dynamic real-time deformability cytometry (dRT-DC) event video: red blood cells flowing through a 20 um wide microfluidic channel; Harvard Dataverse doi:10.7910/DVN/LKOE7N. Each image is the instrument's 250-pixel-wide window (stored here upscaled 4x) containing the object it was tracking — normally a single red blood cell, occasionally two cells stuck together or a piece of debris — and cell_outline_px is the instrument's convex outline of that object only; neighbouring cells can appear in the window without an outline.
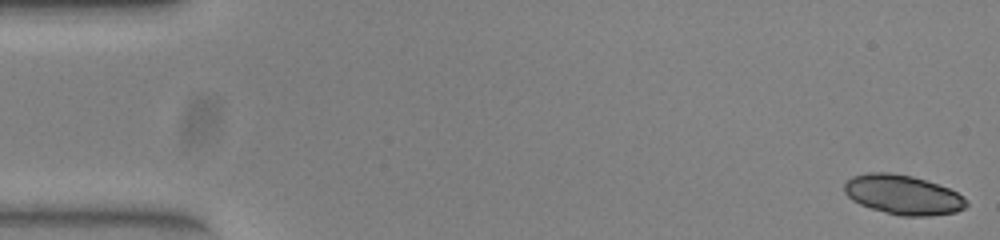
{"species": "common noctule bat (a hibernating species)", "species_latin": "Nyctalus noctula", "temperature_condition": "warm", "stored_images_in_passage": 51, "camera_frame_rate_fps": 3000, "um_per_image_px": 0.085, "animal": {"sex": "female", "body_mass_g": 23.0, "forearm_length_mm": 53.4}, "frame": {"image": 1, "passage_image": 1, "time_ms": 0.0, "image_size_px": [1000, 240], "cell_outline_px": [[968, 204], [964, 208], [956, 212], [928, 216], [900, 216], [872, 208], [860, 204], [852, 200], [844, 192], [844, 184], [852, 176], [868, 172], [888, 172], [912, 176], [948, 188], [956, 192], [968, 200]], "centroid_in_image_um": [76.74, 16.55], "position_along_channel_um": 8.3, "area_um2": 27.98}}
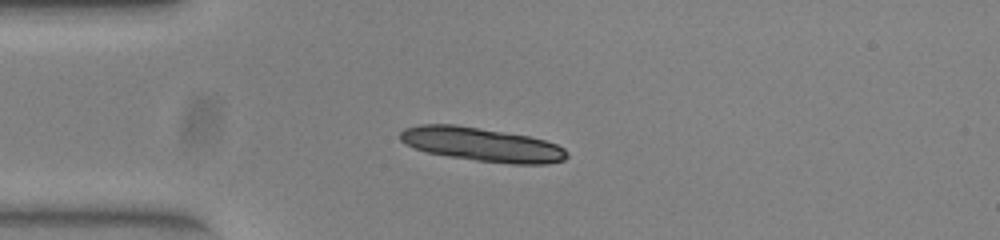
{"frame": {"image": 2, "passage_image": 13, "time_ms": 4.0, "image_size_px": [1000, 240], "cell_outline_px": [[568, 156], [564, 160], [548, 164], [512, 164], [476, 160], [448, 156], [428, 152], [416, 148], [400, 140], [400, 132], [404, 128], [420, 124], [456, 124], [528, 136], [544, 140], [556, 144], [564, 148], [568, 152]], "centroid_in_image_um": [40.98, 12.28], "position_along_channel_um": 44.0, "area_um2": 32.71}}
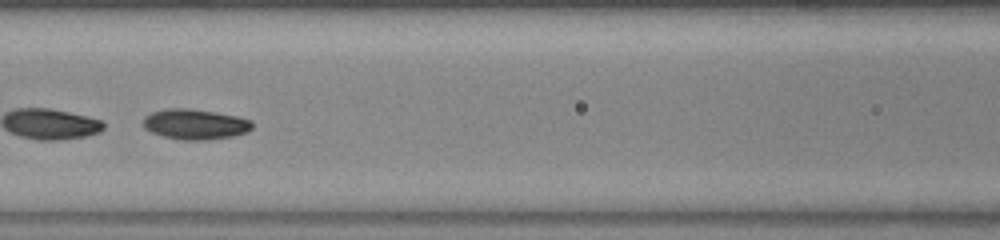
{"frame": {"image": 3, "passage_image": 23, "time_ms": 7.333, "image_size_px": [1000, 240], "cell_outline_px": [[252, 128], [248, 132], [232, 136], [204, 140], [184, 140], [164, 136], [152, 132], [144, 128], [144, 116], [152, 112], [168, 108], [188, 108], [216, 112], [236, 116], [252, 120]], "centroid_in_image_um": [16.6, 10.55], "position_along_channel_um": 150.0, "area_um2": 19.19}, "authors_computed_cell_mechanics": {"area_um2": 27.3394, "velocity_mm_per_s": 3.9447, "shape_relaxation_time_tau1_ms": 2.6753, "shape_relaxation_time_tau2_ms": null, "deformation_change_tau1": 0.1016, "deformation_change_tau2": null}}